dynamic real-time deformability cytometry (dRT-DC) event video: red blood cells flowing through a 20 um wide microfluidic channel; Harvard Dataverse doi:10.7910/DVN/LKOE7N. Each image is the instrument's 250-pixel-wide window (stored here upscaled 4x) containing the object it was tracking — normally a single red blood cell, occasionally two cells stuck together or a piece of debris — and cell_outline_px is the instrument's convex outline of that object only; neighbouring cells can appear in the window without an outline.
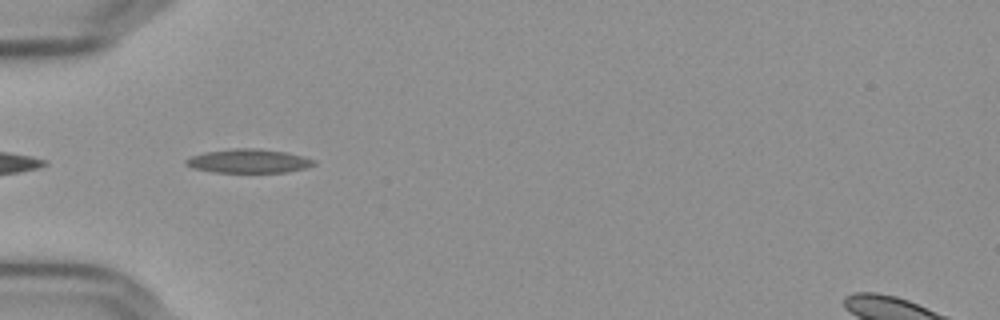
{"species": "Egyptian fruit bat (a non-hibernating species)", "species_latin": "Rousettus aegyptiacus", "temperature_condition": "cold", "stored_images_in_passage": 4, "camera_frame_rate_fps": 3000, "um_per_image_px": 0.085, "frame": {"image": 1, "passage_image": 2, "time_ms": 0.333, "image_size_px": [1000, 320], "cell_outline_px": [[316, 164], [304, 168], [288, 172], [212, 172], [192, 168], [184, 164], [184, 160], [192, 156], [204, 152], [232, 148], [256, 148], [284, 152], [316, 160]], "centroid_in_image_um": [21.08, 13.69], "position_along_channel_um": 63.9, "area_um2": 17.74}}